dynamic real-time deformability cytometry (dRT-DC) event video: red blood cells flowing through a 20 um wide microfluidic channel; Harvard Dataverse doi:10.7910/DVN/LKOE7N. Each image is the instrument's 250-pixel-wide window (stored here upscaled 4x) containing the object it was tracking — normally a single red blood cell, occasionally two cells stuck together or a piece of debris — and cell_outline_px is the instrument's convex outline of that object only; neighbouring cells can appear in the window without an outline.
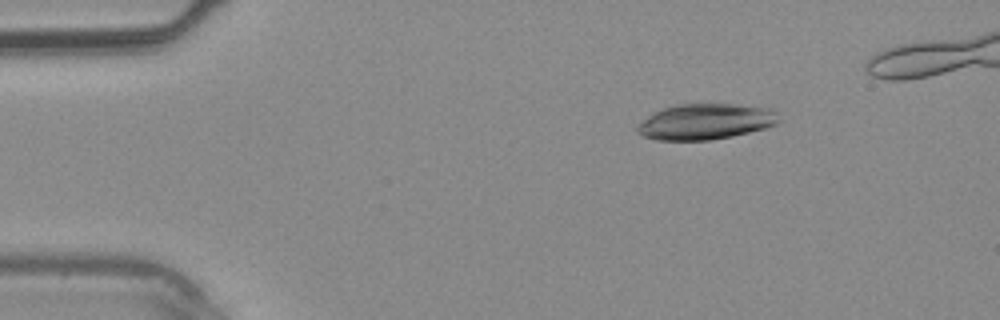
{"species": "common noctule bat (a hibernating species)", "species_latin": "Nyctalus noctula", "temperature_condition": "warm", "stored_images_in_passage": 31, "camera_frame_rate_fps": 3000, "um_per_image_px": 0.085, "animal": {"sex": "male", "body_mass_g": 20.4}, "frame": {"image": 1, "passage_image": 1, "time_ms": 0.0, "image_size_px": [1000, 320], "cell_outline_px": [[780, 120], [776, 124], [764, 128], [732, 136], [712, 140], [656, 140], [644, 136], [636, 132], [636, 128], [648, 116], [664, 108], [676, 104], [736, 104], [768, 108], [776, 112]], "centroid_in_image_um": [59.97, 10.34], "position_along_channel_um": 25.0, "area_um2": 29.25}}
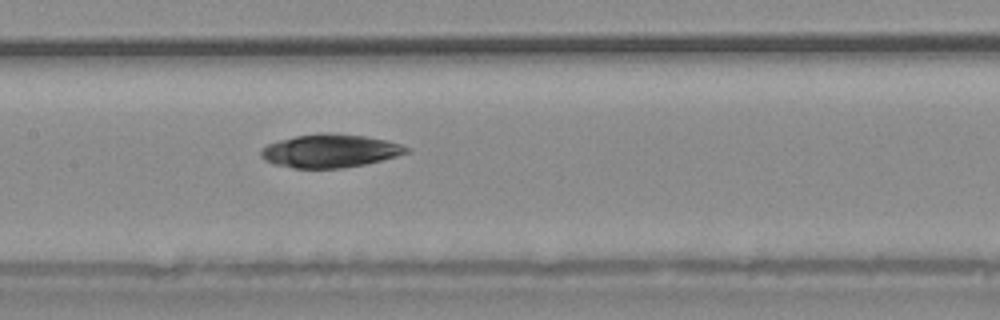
{"frame": {"image": 2, "passage_image": 14, "time_ms": 4.333, "image_size_px": [1000, 320], "cell_outline_px": [[412, 152], [364, 164], [344, 168], [292, 168], [276, 164], [264, 160], [260, 156], [260, 148], [268, 144], [280, 140], [296, 136], [320, 132], [324, 132], [364, 136], [388, 140], [412, 148]], "centroid_in_image_um": [28.07, 12.82], "position_along_channel_um": 179.3, "area_um2": 28.32}}
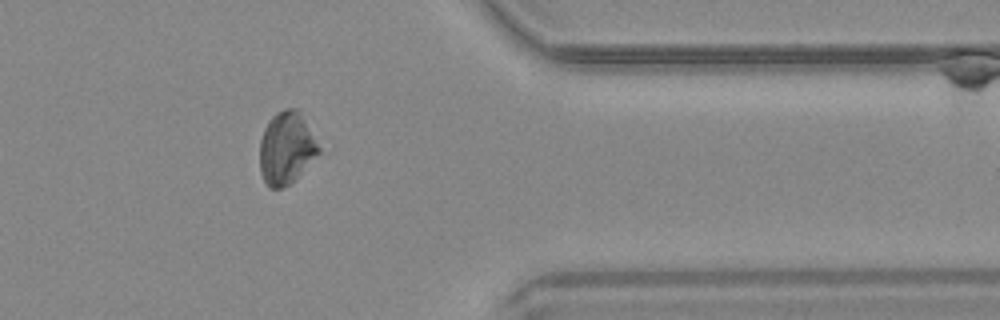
{"frame": {"image": 3, "passage_image": 27, "time_ms": 8.667, "image_size_px": [1000, 320], "cell_outline_px": [[324, 148], [296, 180], [292, 184], [284, 188], [268, 188], [260, 172], [260, 140], [264, 128], [268, 120], [276, 112], [284, 108], [300, 108]], "centroid_in_image_um": [24.41, 12.56], "position_along_channel_um": 387.0, "area_um2": 26.13}}